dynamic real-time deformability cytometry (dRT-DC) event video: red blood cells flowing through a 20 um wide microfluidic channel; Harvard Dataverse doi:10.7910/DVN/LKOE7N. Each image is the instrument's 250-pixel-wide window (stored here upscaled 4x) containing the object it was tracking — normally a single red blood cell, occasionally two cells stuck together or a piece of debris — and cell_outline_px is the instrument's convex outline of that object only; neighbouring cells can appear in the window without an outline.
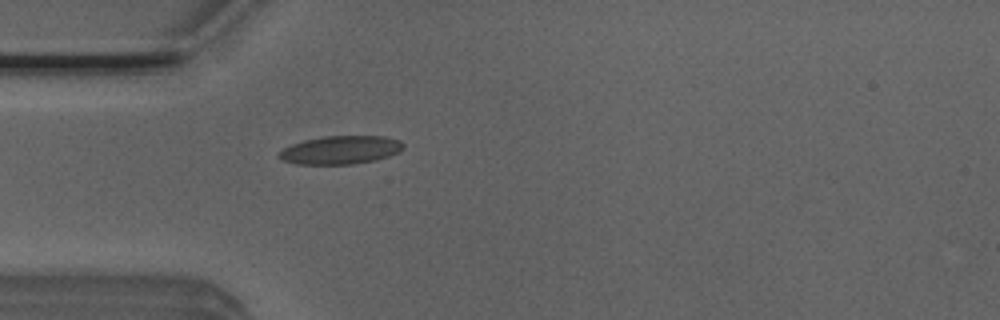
{"species": "Egyptian fruit bat (a non-hibernating species)", "species_latin": "Rousettus aegyptiacus", "temperature_condition": "room temperature", "stored_images_in_passage": 37, "camera_frame_rate_fps": 3000, "um_per_image_px": 0.085, "animal": {"sex": "male"}, "frame": {"image": 1, "passage_image": 2, "time_ms": 0.333, "image_size_px": [1000, 320], "cell_outline_px": [[404, 148], [400, 152], [376, 160], [352, 164], [296, 164], [280, 160], [276, 156], [284, 148], [292, 144], [304, 140], [324, 136], [384, 136], [400, 140], [404, 144]], "centroid_in_image_um": [28.95, 12.75], "position_along_channel_um": 56.0, "area_um2": 20.63}}
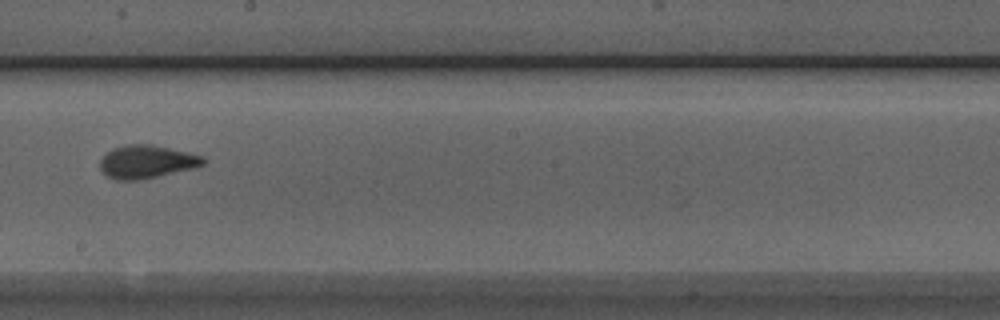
{"frame": {"image": 2, "passage_image": 16, "time_ms": 5.0, "image_size_px": [1000, 320], "cell_outline_px": [[204, 164], [192, 168], [140, 180], [116, 180], [108, 176], [100, 168], [100, 160], [112, 148], [128, 144], [152, 144], [188, 152], [204, 156]], "centroid_in_image_um": [12.46, 13.74], "position_along_channel_um": 235.7, "area_um2": 19.71}}
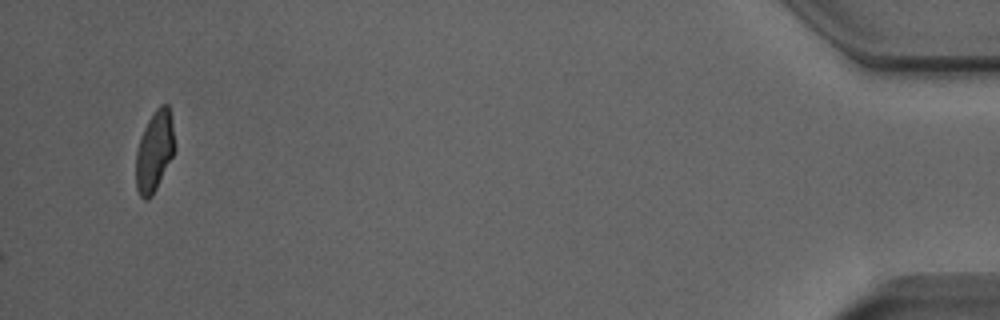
{"frame": {"image": 3, "passage_image": 37, "time_ms": 12.0, "image_size_px": [1000, 320], "cell_outline_px": [[176, 148], [152, 196], [148, 200], [144, 200], [140, 196], [136, 188], [136, 152], [144, 128], [148, 120], [156, 108], [160, 104], [168, 104], [172, 124]], "centroid_in_image_um": [13.13, 12.86], "position_along_channel_um": 422.1, "area_um2": 18.03}, "authors_computed_cell_mechanics": {"area_um2": 19.2474, "velocity_mm_per_s": 3.9201, "shape_relaxation_time_tau1_ms": 4.2067, "shape_relaxation_time_tau2_ms": 0.9211, "deformation_change_tau1": 0.1452, "deformation_change_tau2": 0.0645}}